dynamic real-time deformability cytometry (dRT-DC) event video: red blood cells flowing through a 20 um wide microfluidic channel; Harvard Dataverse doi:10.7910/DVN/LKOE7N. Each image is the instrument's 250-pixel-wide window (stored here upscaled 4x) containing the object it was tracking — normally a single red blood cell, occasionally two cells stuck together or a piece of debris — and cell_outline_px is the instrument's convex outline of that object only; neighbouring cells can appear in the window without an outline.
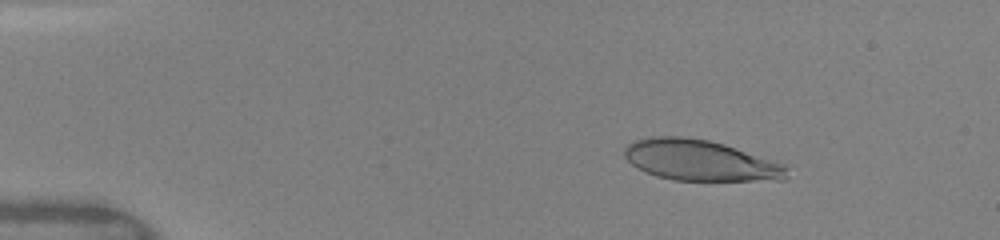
{"species": "human", "species_latin": "Homo sapiens", "temperature_condition": "warm", "stored_images_in_passage": 50, "camera_frame_rate_fps": 3000, "um_per_image_px": 0.085, "donor": {"sex": "female"}, "frame": {"image": 1, "passage_image": 8, "time_ms": 2.333, "image_size_px": [1000, 240], "cell_outline_px": [[788, 176], [784, 180], [672, 180], [656, 176], [644, 172], [632, 164], [624, 156], [624, 148], [628, 144], [636, 140], [648, 136], [684, 136], [708, 140], [724, 144], [788, 164]], "centroid_in_image_um": [59.54, 13.63], "position_along_channel_um": 25.5, "area_um2": 38.96}}
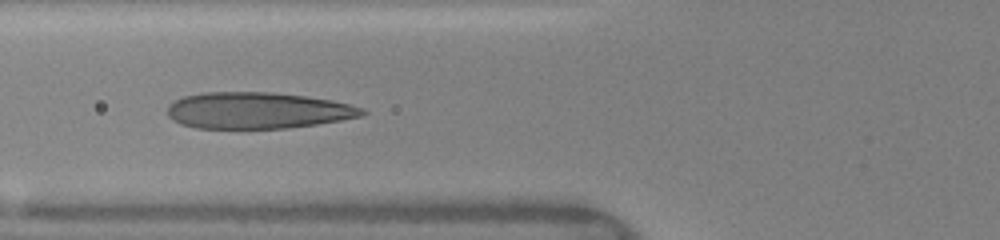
{"frame": {"image": 2, "passage_image": 20, "time_ms": 6.333, "image_size_px": [1000, 240], "cell_outline_px": [[368, 112], [360, 116], [340, 120], [316, 124], [288, 128], [196, 128], [180, 124], [172, 120], [168, 116], [168, 104], [184, 96], [204, 92], [272, 92], [304, 96], [332, 100], [364, 108]], "centroid_in_image_um": [21.87, 9.39], "position_along_channel_um": 103.9, "area_um2": 41.27}}
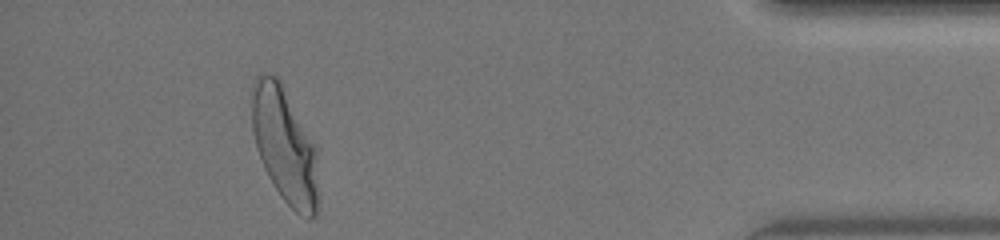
{"frame": {"image": 3, "passage_image": 46, "time_ms": 15.0, "image_size_px": [1000, 240], "cell_outline_px": [[320, 196], [316, 216], [312, 220], [308, 220], [300, 216], [280, 196], [272, 184], [264, 168], [256, 148], [252, 132], [252, 80], [260, 72], [268, 72], [276, 76], [280, 80], [316, 148]], "centroid_in_image_um": [24.21, 12.4], "position_along_channel_um": 411.0, "area_um2": 45.6}, "authors_computed_cell_mechanics": {"area_um2": 40.8646, "velocity_mm_per_s": 4.077, "shape_relaxation_time_tau1_ms": 3.6217, "shape_relaxation_time_tau2_ms": null, "deformation_change_tau1": 0.1931, "deformation_change_tau2": null}}